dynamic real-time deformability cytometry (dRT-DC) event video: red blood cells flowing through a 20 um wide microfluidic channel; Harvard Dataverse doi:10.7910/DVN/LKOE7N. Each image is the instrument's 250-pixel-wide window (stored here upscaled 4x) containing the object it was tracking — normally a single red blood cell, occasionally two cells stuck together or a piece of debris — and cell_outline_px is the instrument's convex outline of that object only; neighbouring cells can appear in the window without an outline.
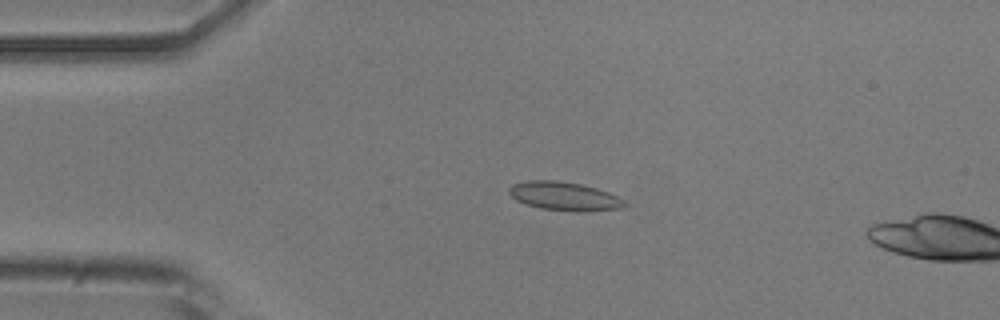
{"species": "common noctule bat (a hibernating species)", "species_latin": "Nyctalus noctula", "temperature_condition": "room temperature", "stored_images_in_passage": 4, "camera_frame_rate_fps": 3000, "um_per_image_px": 0.085, "animal": {"sex": "male", "body_mass_g": 20.5, "forearm_length_mm": 52.5}, "frame": {"image": 1, "passage_image": 3, "time_ms": 0.667, "image_size_px": [1000, 320], "cell_outline_px": [[628, 204], [620, 208], [576, 212], [540, 208], [516, 200], [508, 192], [508, 188], [512, 184], [528, 180], [556, 180], [580, 184], [596, 188], [608, 192], [624, 200]], "centroid_in_image_um": [47.94, 16.67], "position_along_channel_um": 37.1, "area_um2": 19.13}}